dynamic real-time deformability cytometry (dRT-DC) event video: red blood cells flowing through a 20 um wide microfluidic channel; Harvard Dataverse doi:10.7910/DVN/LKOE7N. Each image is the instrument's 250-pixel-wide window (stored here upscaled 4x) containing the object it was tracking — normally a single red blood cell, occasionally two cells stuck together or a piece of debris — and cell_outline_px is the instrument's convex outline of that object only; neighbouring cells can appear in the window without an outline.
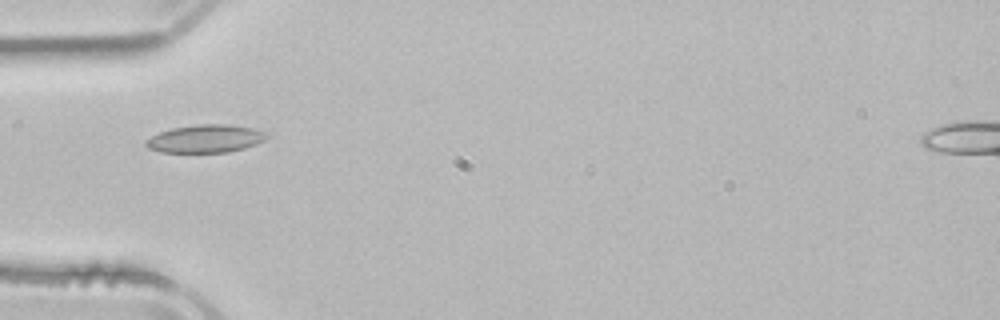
{"species": "common noctule bat (a hibernating species)", "species_latin": "Nyctalus noctula", "temperature_condition": "room temperature", "stored_images_in_passage": 4, "camera_frame_rate_fps": 3000, "um_per_image_px": 0.085, "animal": {"sex": "male", "body_mass_g": 21.5, "forearm_length_mm": 52.0}, "frame": {"image": 1, "passage_image": 3, "time_ms": 3.333, "image_size_px": [1000, 320], "cell_outline_px": [[268, 136], [264, 140], [256, 144], [244, 148], [228, 152], [160, 152], [148, 148], [144, 144], [144, 140], [160, 132], [172, 128], [196, 124], [228, 124], [252, 128], [268, 132]], "centroid_in_image_um": [17.46, 11.78], "position_along_channel_um": 67.5, "area_um2": 19.71}}
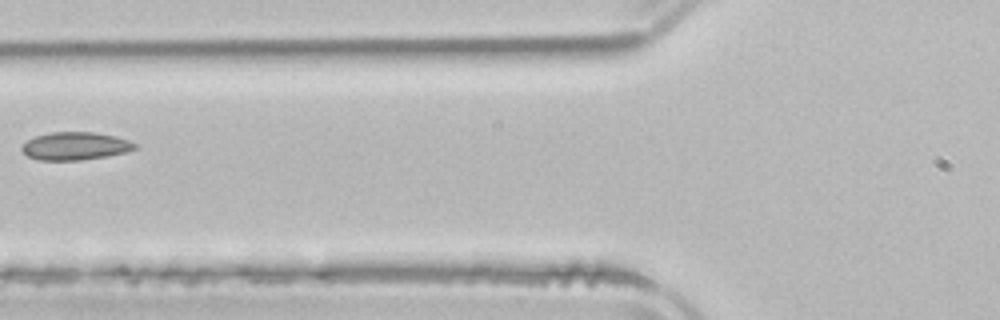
{"frame": {"image": 2, "passage_image": 4, "time_ms": 4.667, "image_size_px": [1000, 320], "cell_outline_px": [[140, 148], [124, 152], [104, 156], [80, 160], [40, 160], [28, 156], [20, 148], [28, 140], [36, 136], [52, 132], [92, 132], [116, 136], [140, 144]], "centroid_in_image_um": [6.44, 12.41], "position_along_channel_um": 119.4, "area_um2": 18.26}}